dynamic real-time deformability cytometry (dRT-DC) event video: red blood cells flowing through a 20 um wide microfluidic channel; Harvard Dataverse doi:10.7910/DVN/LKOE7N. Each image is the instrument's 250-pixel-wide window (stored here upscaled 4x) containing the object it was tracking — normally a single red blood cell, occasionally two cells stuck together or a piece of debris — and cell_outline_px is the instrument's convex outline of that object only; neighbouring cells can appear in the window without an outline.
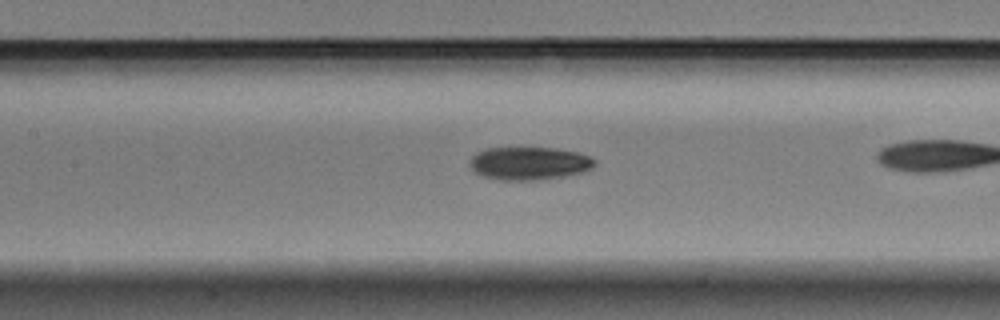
{"species": "Egyptian fruit bat (a non-hibernating species)", "species_latin": "Rousettus aegyptiacus", "temperature_condition": "warm", "stored_images_in_passage": 33, "camera_frame_rate_fps": 3000, "um_per_image_px": 0.085, "animal": {"sex": "male"}, "frame": {"image": 1, "passage_image": 15, "time_ms": 4.667, "image_size_px": [1000, 320], "cell_outline_px": [[596, 164], [592, 168], [580, 172], [560, 176], [536, 180], [500, 180], [484, 176], [476, 172], [468, 164], [468, 160], [476, 152], [488, 148], [552, 148], [576, 152], [592, 156], [596, 160]], "centroid_in_image_um": [44.96, 13.87], "position_along_channel_um": 162.4, "area_um2": 23.87}}